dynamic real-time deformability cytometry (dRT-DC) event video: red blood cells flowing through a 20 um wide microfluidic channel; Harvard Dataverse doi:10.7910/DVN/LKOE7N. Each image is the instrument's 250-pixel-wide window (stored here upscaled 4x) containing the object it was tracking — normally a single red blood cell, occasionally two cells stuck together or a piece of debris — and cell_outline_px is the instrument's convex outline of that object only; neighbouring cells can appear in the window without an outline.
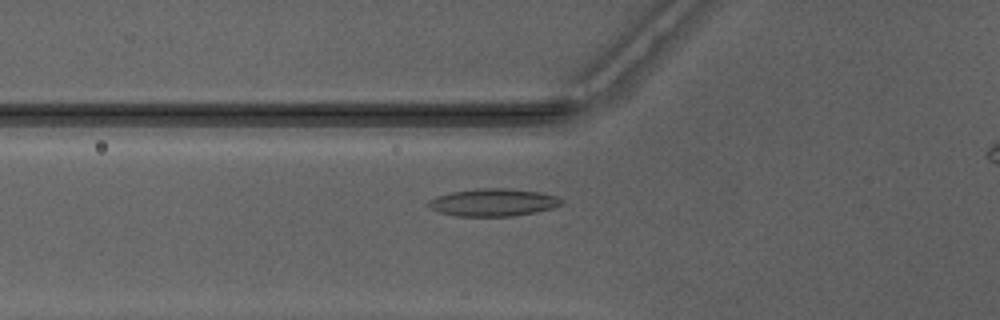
{"species": "Egyptian fruit bat (a non-hibernating species)", "species_latin": "Rousettus aegyptiacus", "temperature_condition": "warm", "stored_images_in_passage": 36, "camera_frame_rate_fps": 3000, "um_per_image_px": 0.085, "animal": {"sex": "male"}, "frame": {"image": 1, "passage_image": 9, "time_ms": 2.667, "image_size_px": [1000, 320], "cell_outline_px": [[560, 204], [552, 208], [536, 212], [512, 216], [456, 216], [436, 212], [428, 204], [428, 200], [436, 196], [452, 192], [480, 188], [508, 188], [540, 192], [556, 196], [560, 200]], "centroid_in_image_um": [41.88, 17.2], "position_along_channel_um": 83.9, "area_um2": 21.21}}
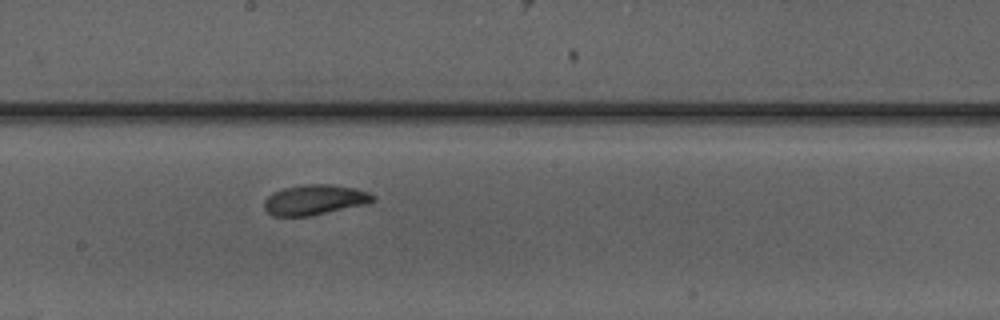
{"frame": {"image": 2, "passage_image": 19, "time_ms": 6.0, "image_size_px": [1000, 320], "cell_outline_px": [[376, 200], [368, 204], [312, 216], [272, 216], [264, 208], [264, 200], [272, 192], [284, 188], [304, 184], [332, 184], [352, 188], [368, 192]], "centroid_in_image_um": [26.73, 16.99], "position_along_channel_um": 221.5, "area_um2": 19.25}}
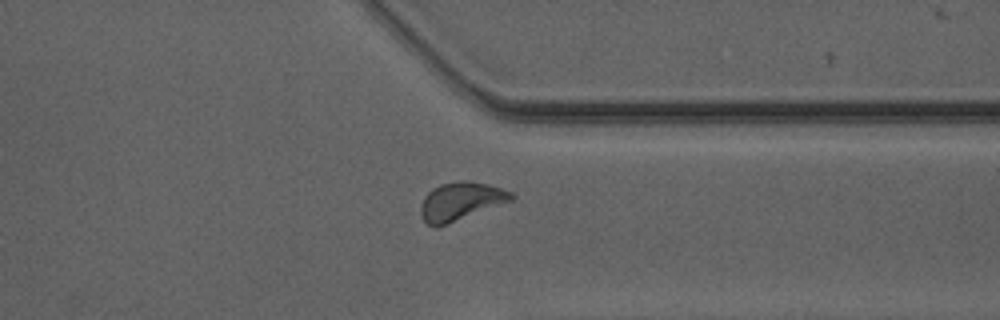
{"frame": {"image": 3, "passage_image": 30, "time_ms": 9.667, "image_size_px": [1000, 320], "cell_outline_px": [[516, 196], [512, 200], [436, 228], [428, 224], [420, 216], [420, 208], [424, 196], [432, 188], [440, 184], [456, 180], [468, 180], [488, 184], [512, 192]], "centroid_in_image_um": [39.13, 17.09], "position_along_channel_um": 372.3, "area_um2": 20.17}}